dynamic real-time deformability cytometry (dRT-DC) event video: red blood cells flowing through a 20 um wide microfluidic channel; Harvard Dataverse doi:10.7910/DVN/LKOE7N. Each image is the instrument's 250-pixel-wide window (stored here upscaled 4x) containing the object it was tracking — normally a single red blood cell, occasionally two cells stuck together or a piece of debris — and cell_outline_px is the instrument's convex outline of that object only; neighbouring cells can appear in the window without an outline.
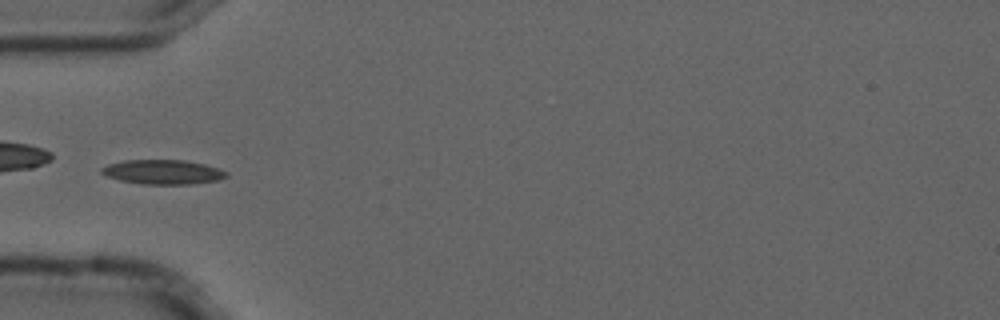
{"species": "common noctule bat (a hibernating species)", "species_latin": "Nyctalus noctula", "temperature_condition": "cold", "stored_images_in_passage": 9, "camera_frame_rate_fps": 3000, "um_per_image_px": 0.085, "animal": {"sex": "male", "forearm_length_mm": 52.5}, "frame": {"image": 1, "passage_image": 6, "time_ms": 1.667, "image_size_px": [1000, 320], "cell_outline_px": [[228, 176], [220, 180], [192, 184], [140, 184], [120, 180], [104, 176], [100, 172], [100, 168], [108, 164], [124, 160], [184, 160], [204, 164], [228, 172]], "centroid_in_image_um": [13.82, 14.62], "position_along_channel_um": 71.2, "area_um2": 17.92}}
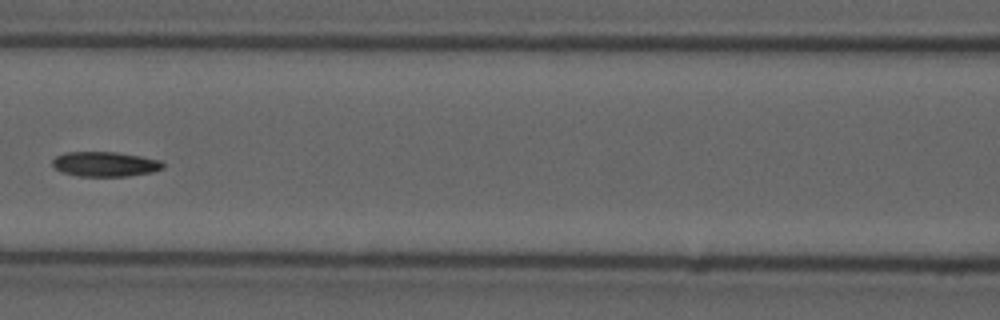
{"frame": {"image": 2, "passage_image": 8, "time_ms": 2.333, "image_size_px": [1000, 320], "cell_outline_px": [[164, 168], [152, 172], [128, 176], [76, 176], [64, 172], [56, 168], [52, 164], [52, 160], [56, 156], [64, 152], [116, 152], [140, 156], [160, 160], [164, 164]], "centroid_in_image_um": [8.94, 13.94], "position_along_channel_um": 157.7, "area_um2": 15.95}}
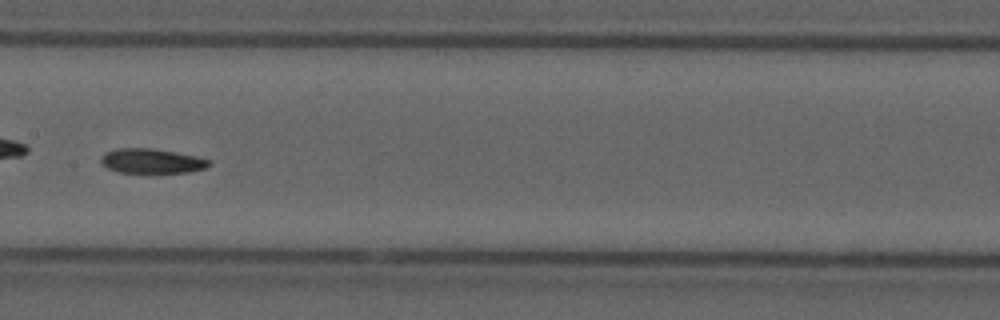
{"frame": {"image": 3, "passage_image": 9, "time_ms": 2.667, "image_size_px": [1000, 320], "cell_outline_px": [[212, 164], [204, 168], [188, 172], [148, 176], [120, 172], [108, 168], [100, 160], [104, 152], [116, 148], [152, 148], [196, 156], [212, 160]], "centroid_in_image_um": [12.91, 13.73], "position_along_channel_um": 194.5, "area_um2": 16.36}}